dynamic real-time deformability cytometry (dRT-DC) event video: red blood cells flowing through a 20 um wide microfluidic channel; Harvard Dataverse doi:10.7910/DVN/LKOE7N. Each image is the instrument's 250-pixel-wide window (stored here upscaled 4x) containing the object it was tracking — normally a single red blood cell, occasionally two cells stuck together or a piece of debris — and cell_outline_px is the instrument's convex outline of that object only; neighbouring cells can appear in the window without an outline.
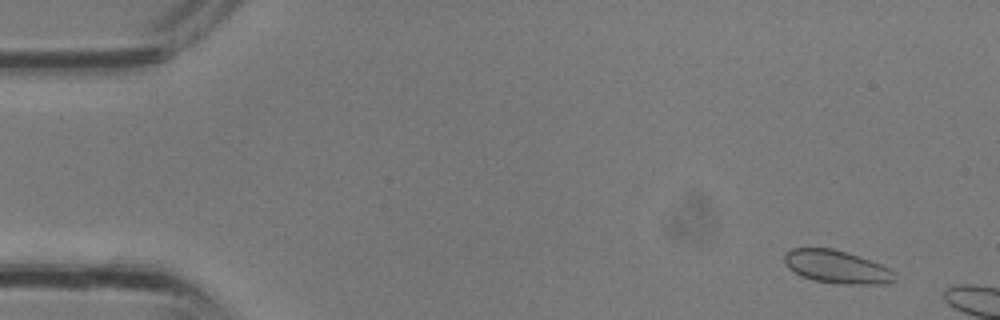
{"species": "common noctule bat (a hibernating species)", "species_latin": "Nyctalus noctula", "temperature_condition": "room temperature", "stored_images_in_passage": 4, "camera_frame_rate_fps": 3000, "um_per_image_px": 0.085, "animal": {"sex": "male", "body_mass_g": 13.3}, "frame": {"image": 1, "passage_image": 1, "time_ms": 0.0, "image_size_px": [1000, 320], "cell_outline_px": [[896, 280], [888, 284], [840, 284], [812, 280], [800, 276], [788, 268], [784, 260], [784, 256], [792, 248], [832, 248], [880, 264], [896, 272]], "centroid_in_image_um": [71.13, 22.71], "position_along_channel_um": 13.9, "area_um2": 21.15}}